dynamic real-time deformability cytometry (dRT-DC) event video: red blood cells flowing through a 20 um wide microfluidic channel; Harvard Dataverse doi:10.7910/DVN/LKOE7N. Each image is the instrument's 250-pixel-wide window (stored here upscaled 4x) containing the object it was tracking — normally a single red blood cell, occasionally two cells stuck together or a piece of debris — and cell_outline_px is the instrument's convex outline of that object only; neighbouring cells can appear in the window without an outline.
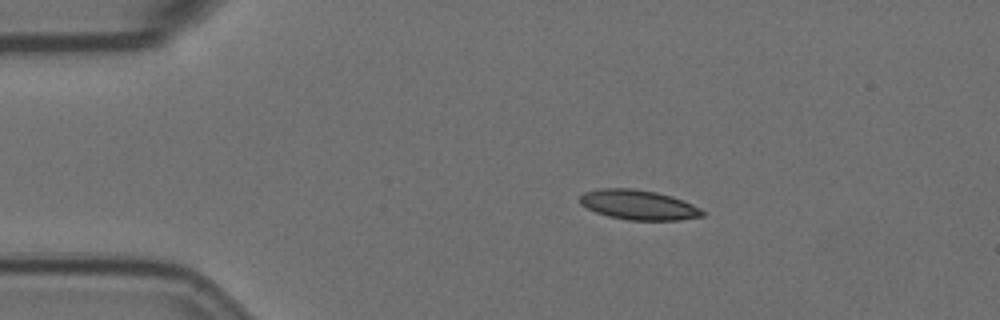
{"species": "Egyptian fruit bat (a non-hibernating species)", "species_latin": "Rousettus aegyptiacus", "temperature_condition": "room temperature", "stored_images_in_passage": 9, "camera_frame_rate_fps": 3000, "um_per_image_px": 0.085, "animal": {"sex": "female"}, "frame": {"image": 1, "passage_image": 2, "time_ms": 1.333, "image_size_px": [1000, 320], "cell_outline_px": [[704, 216], [680, 220], [628, 220], [608, 216], [596, 212], [580, 204], [580, 196], [584, 192], [600, 188], [632, 188], [656, 192], [672, 196], [684, 200], [700, 208], [704, 212]], "centroid_in_image_um": [54.28, 17.41], "position_along_channel_um": 30.7, "area_um2": 21.33}}
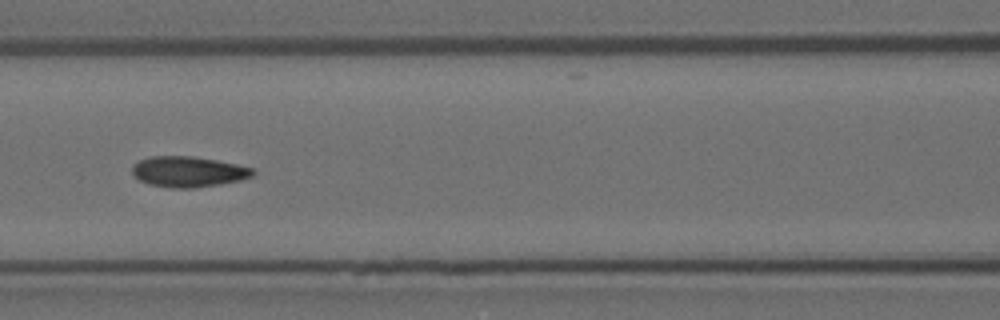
{"frame": {"image": 2, "passage_image": 6, "time_ms": 6.0, "image_size_px": [1000, 320], "cell_outline_px": [[256, 172], [252, 176], [240, 180], [220, 184], [196, 188], [172, 188], [148, 184], [140, 180], [132, 172], [132, 164], [148, 156], [192, 156], [216, 160], [256, 168]], "centroid_in_image_um": [16.02, 14.59], "position_along_channel_um": 150.6, "area_um2": 21.68}}
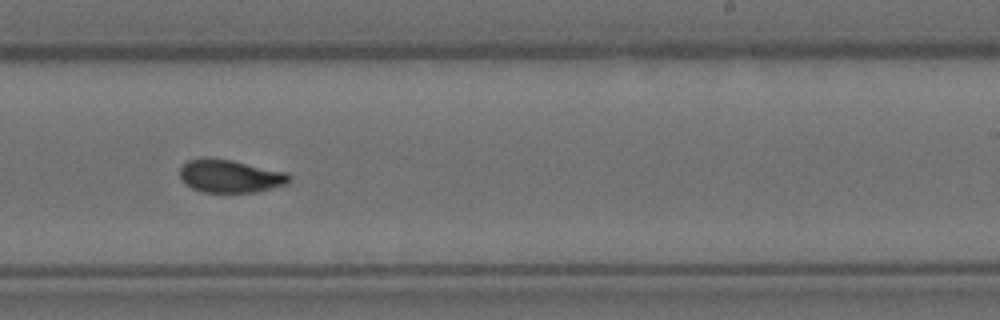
{"frame": {"image": 3, "passage_image": 9, "time_ms": 9.333, "image_size_px": [1000, 320], "cell_outline_px": [[292, 180], [288, 184], [256, 192], [200, 192], [184, 184], [180, 176], [180, 168], [188, 160], [204, 156], [232, 160], [288, 172], [292, 176]], "centroid_in_image_um": [19.58, 14.96], "position_along_channel_um": 269.4, "area_um2": 21.44}}